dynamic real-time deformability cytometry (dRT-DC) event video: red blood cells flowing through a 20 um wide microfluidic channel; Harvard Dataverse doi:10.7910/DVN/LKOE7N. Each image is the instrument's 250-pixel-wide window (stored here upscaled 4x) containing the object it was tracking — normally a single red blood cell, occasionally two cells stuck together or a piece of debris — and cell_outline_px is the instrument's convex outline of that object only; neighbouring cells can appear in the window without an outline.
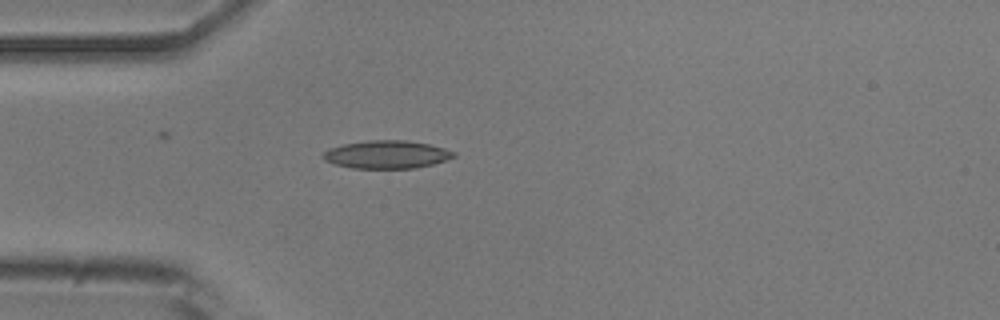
{"species": "common noctule bat (a hibernating species)", "species_latin": "Nyctalus noctula", "temperature_condition": "room temperature", "stored_images_in_passage": 5, "camera_frame_rate_fps": 3000, "um_per_image_px": 0.085, "animal": {"sex": "male", "body_mass_g": 20.5, "forearm_length_mm": 52.5}, "frame": {"image": 1, "passage_image": 5, "time_ms": 1.333, "image_size_px": [1000, 320], "cell_outline_px": [[456, 156], [432, 164], [416, 168], [352, 168], [336, 164], [324, 160], [320, 156], [328, 148], [344, 144], [368, 140], [408, 140], [428, 144], [444, 148], [456, 152]], "centroid_in_image_um": [32.85, 13.13], "position_along_channel_um": 52.2, "area_um2": 21.27}}